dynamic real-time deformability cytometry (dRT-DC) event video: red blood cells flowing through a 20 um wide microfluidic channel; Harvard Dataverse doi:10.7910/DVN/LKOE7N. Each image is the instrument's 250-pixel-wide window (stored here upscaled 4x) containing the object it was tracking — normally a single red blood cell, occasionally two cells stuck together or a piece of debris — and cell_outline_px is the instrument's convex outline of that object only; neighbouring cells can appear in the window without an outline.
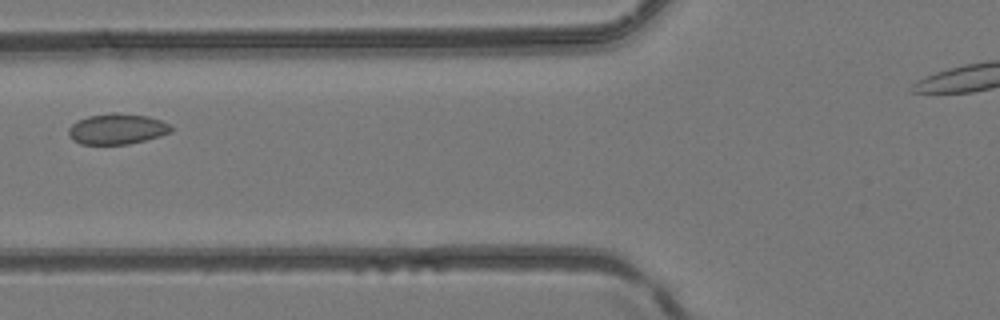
{"species": "common noctule bat (a hibernating species)", "species_latin": "Nyctalus noctula", "temperature_condition": "room temperature", "stored_images_in_passage": 4, "camera_frame_rate_fps": 3000, "um_per_image_px": 0.085, "animal": {"sex": "female", "body_mass_g": 24.6, "forearm_length_mm": 56.2}, "frame": {"image": 1, "passage_image": 4, "time_ms": 1.0, "image_size_px": [1000, 320], "cell_outline_px": [[172, 132], [160, 136], [128, 144], [80, 144], [72, 140], [68, 136], [68, 128], [76, 120], [88, 116], [112, 112], [116, 112], [148, 116], [160, 120], [168, 124], [172, 128]], "centroid_in_image_um": [9.91, 10.95], "position_along_channel_um": 115.9, "area_um2": 18.44}}